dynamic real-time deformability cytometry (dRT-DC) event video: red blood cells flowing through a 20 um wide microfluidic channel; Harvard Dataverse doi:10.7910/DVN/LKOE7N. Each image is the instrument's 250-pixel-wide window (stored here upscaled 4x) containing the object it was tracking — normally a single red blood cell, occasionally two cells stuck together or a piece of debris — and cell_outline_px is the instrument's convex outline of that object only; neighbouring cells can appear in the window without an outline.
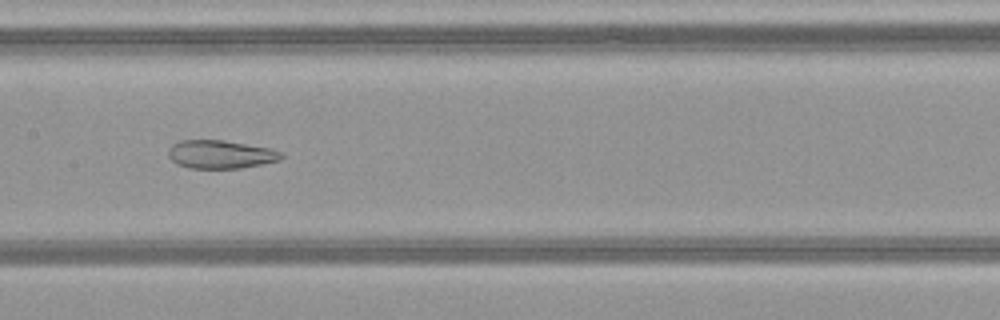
{"species": "common noctule bat (a hibernating species)", "species_latin": "Nyctalus noctula", "temperature_condition": "warm", "stored_images_in_passage": 47, "camera_frame_rate_fps": 3000, "um_per_image_px": 0.085, "animal": {"sex": "female", "body_mass_g": 21.9}, "frame": {"image": 1, "passage_image": 23, "time_ms": 7.333, "image_size_px": [1000, 320], "cell_outline_px": [[284, 156], [280, 160], [240, 168], [188, 168], [176, 164], [168, 156], [168, 148], [172, 144], [180, 140], [224, 140], [272, 148], [284, 152]], "centroid_in_image_um": [18.75, 13.11], "position_along_channel_um": 188.6, "area_um2": 18.84}}
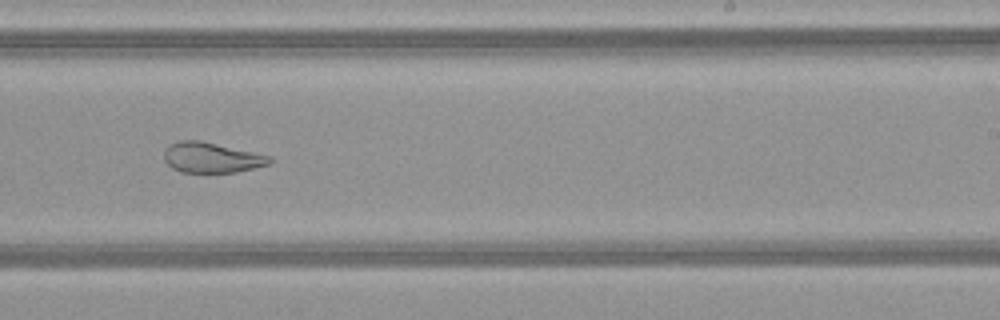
{"frame": {"image": 2, "passage_image": 29, "time_ms": 9.333, "image_size_px": [1000, 320], "cell_outline_px": [[272, 160], [268, 164], [236, 172], [180, 172], [172, 168], [164, 160], [164, 148], [168, 144], [180, 140], [200, 140], [272, 156]], "centroid_in_image_um": [17.93, 13.38], "position_along_channel_um": 271.1, "area_um2": 18.67}}
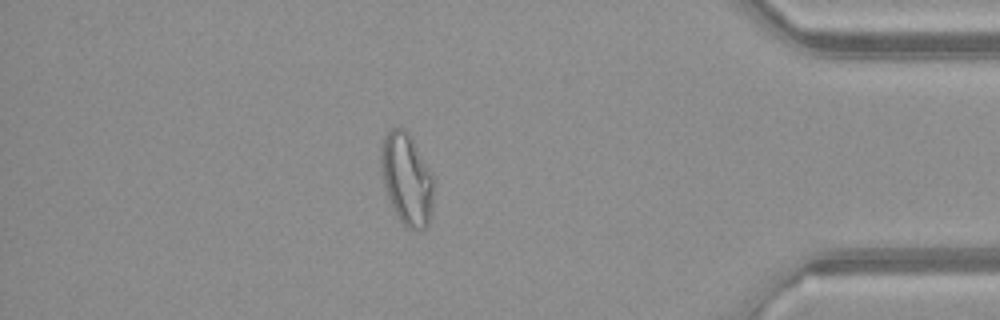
{"frame": {"image": 3, "passage_image": 41, "time_ms": 13.333, "image_size_px": [1000, 320], "cell_outline_px": [[432, 212], [428, 224], [420, 232], [416, 232], [408, 228], [400, 220], [392, 208], [384, 184], [380, 168], [380, 156], [384, 136], [392, 128], [400, 124], [408, 132], [432, 172]], "centroid_in_image_um": [34.57, 15.22], "position_along_channel_um": 400.6, "area_um2": 28.32}, "authors_computed_cell_mechanics": {"area_um2": 26.6458, "velocity_mm_per_s": 4.138, "shape_relaxation_time_tau1_ms": null, "shape_relaxation_time_tau2_ms": 1.567, "deformation_change_tau1": null, "deformation_change_tau2": 0.0913}}